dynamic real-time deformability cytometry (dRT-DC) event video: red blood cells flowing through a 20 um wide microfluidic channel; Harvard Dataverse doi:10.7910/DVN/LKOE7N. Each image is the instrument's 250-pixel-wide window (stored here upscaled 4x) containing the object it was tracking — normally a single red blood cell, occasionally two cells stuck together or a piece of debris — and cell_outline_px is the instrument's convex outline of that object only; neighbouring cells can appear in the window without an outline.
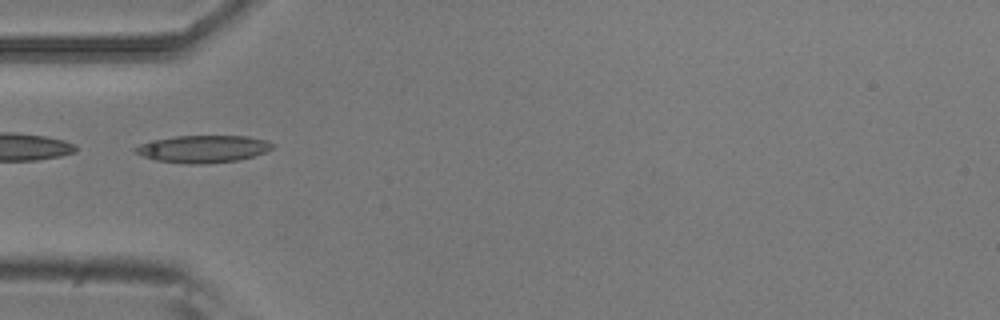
{"species": "common noctule bat (a hibernating species)", "species_latin": "Nyctalus noctula", "temperature_condition": "room temperature", "stored_images_in_passage": 4, "camera_frame_rate_fps": 3000, "um_per_image_px": 0.085, "animal": {"sex": "male", "body_mass_g": 20.5, "forearm_length_mm": 52.5}, "frame": {"image": 1, "passage_image": 1, "time_ms": 0.0, "image_size_px": [1000, 320], "cell_outline_px": [[276, 144], [272, 148], [264, 152], [252, 156], [236, 160], [204, 164], [184, 164], [156, 160], [144, 156], [136, 152], [132, 148], [140, 144], [152, 140], [176, 136], [248, 136], [264, 140]], "centroid_in_image_um": [17.24, 12.65], "position_along_channel_um": 67.8, "area_um2": 21.68}}
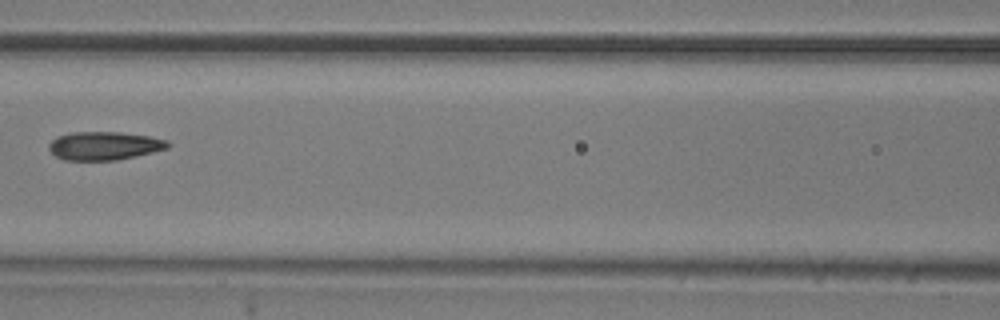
{"frame": {"image": 2, "passage_image": 3, "time_ms": 0.667, "image_size_px": [1000, 320], "cell_outline_px": [[172, 144], [168, 148], [136, 156], [116, 160], [64, 160], [56, 156], [48, 148], [48, 144], [56, 136], [72, 132], [120, 132], [148, 136], [168, 140]], "centroid_in_image_um": [8.86, 12.39], "position_along_channel_um": 157.7, "area_um2": 19.71}}
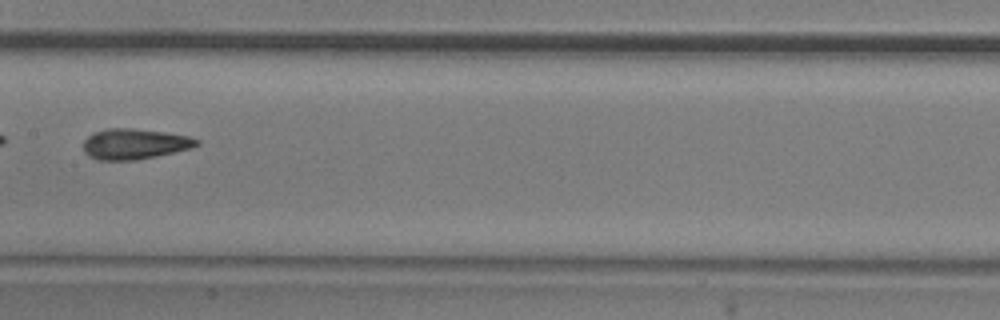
{"frame": {"image": 3, "passage_image": 4, "time_ms": 1.0, "image_size_px": [1000, 320], "cell_outline_px": [[200, 144], [192, 148], [156, 156], [136, 160], [100, 160], [88, 156], [84, 152], [84, 140], [92, 132], [108, 128], [132, 128], [164, 132], [188, 136], [200, 140]], "centroid_in_image_um": [11.43, 12.23], "position_along_channel_um": 196.0, "area_um2": 20.23}}